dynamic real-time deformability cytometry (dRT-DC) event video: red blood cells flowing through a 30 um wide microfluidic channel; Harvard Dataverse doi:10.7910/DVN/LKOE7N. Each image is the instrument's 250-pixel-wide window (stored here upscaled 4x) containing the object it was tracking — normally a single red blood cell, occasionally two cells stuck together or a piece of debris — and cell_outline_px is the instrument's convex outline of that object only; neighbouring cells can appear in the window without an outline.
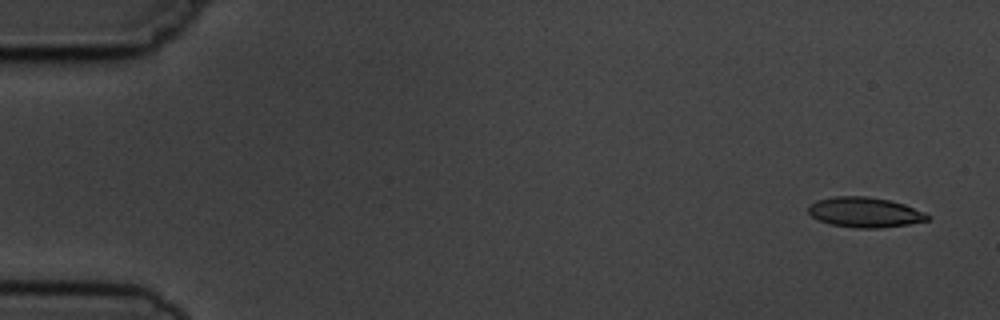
{"species": "common noctule bat (a hibernating species)", "species_latin": "Nyctalus noctula", "temperature_condition": "cold", "stored_images_in_passage": 4, "camera_frame_rate_fps": 3000, "um_per_image_px": 0.085, "animal": {"sex": "male", "body_mass_g": 19.5, "forearm_length_mm": 54.6}, "frame": {"image": 1, "passage_image": 1, "time_ms": 0.0, "image_size_px": [1000, 320], "cell_outline_px": [[932, 216], [928, 220], [908, 224], [880, 228], [856, 228], [832, 224], [820, 220], [812, 216], [808, 212], [808, 204], [816, 200], [836, 196], [868, 196], [888, 200], [904, 204], [924, 212]], "centroid_in_image_um": [73.51, 18.04], "position_along_channel_um": 11.5, "area_um2": 20.87}}
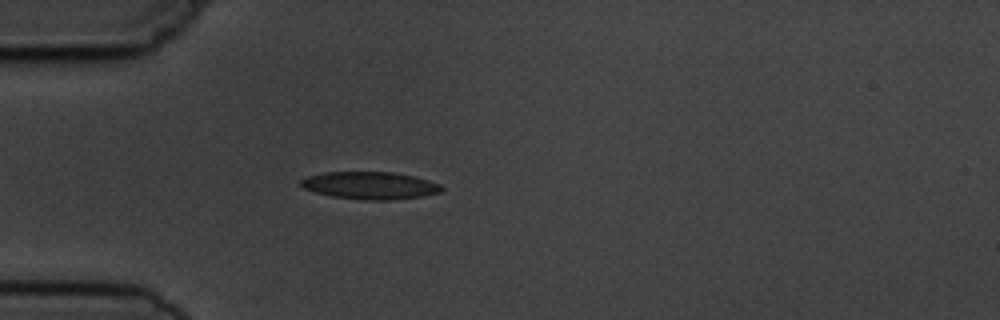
{"frame": {"image": 2, "passage_image": 4, "time_ms": 4.333, "image_size_px": [1000, 320], "cell_outline_px": [[444, 188], [440, 192], [424, 196], [392, 200], [364, 200], [332, 196], [316, 192], [304, 188], [300, 184], [300, 180], [308, 176], [324, 172], [392, 172], [412, 176], [428, 180], [440, 184]], "centroid_in_image_um": [31.47, 15.77], "position_along_channel_um": 53.5, "area_um2": 22.43}}